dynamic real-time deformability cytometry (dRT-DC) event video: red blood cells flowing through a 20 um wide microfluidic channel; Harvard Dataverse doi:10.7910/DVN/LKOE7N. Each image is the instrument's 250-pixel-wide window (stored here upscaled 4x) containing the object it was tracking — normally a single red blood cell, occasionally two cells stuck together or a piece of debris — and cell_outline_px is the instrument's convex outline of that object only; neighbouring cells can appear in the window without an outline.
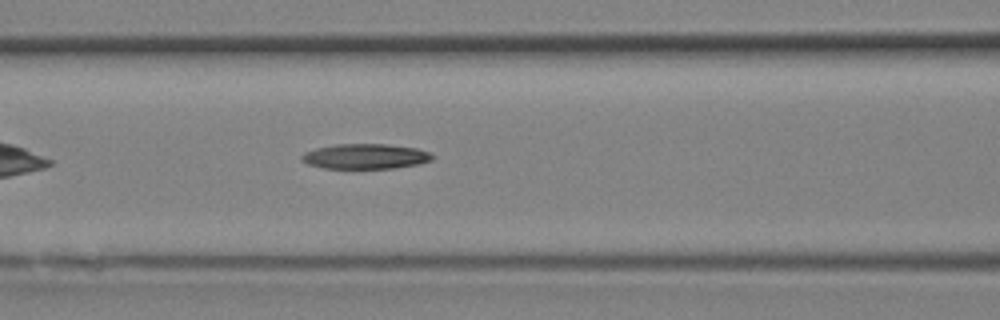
{"species": "Egyptian fruit bat (a non-hibernating species)", "species_latin": "Rousettus aegyptiacus", "temperature_condition": "room temperature", "stored_images_in_passage": 11, "camera_frame_rate_fps": 3000, "um_per_image_px": 0.085, "animal": {"sex": "female"}, "frame": {"image": 1, "passage_image": 11, "time_ms": 3.333, "image_size_px": [1000, 320], "cell_outline_px": [[436, 156], [432, 160], [420, 164], [396, 168], [324, 168], [308, 164], [300, 160], [300, 156], [304, 152], [316, 148], [336, 144], [388, 144], [416, 148], [428, 152]], "centroid_in_image_um": [31.07, 13.29], "position_along_channel_um": 135.5, "area_um2": 19.25}}